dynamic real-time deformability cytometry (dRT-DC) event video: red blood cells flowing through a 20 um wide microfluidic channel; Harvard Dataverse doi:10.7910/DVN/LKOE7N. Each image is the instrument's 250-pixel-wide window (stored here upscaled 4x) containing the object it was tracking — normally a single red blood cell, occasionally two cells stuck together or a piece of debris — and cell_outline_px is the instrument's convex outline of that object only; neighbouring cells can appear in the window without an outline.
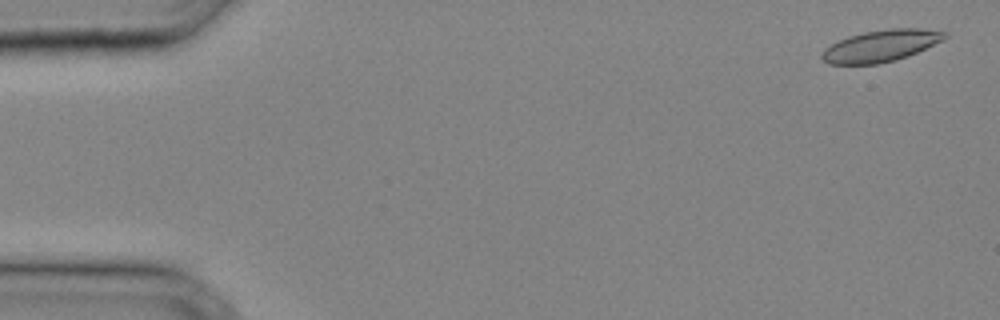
{"species": "common noctule bat (a hibernating species)", "species_latin": "Nyctalus noctula", "temperature_condition": "cold", "stored_images_in_passage": 33, "camera_frame_rate_fps": 3000, "um_per_image_px": 0.085, "animal": {"sex": "male", "body_mass_g": 20.4}, "frame": {"image": 1, "passage_image": 2, "time_ms": 0.333, "image_size_px": [1000, 320], "cell_outline_px": [[948, 36], [944, 40], [908, 56], [896, 60], [876, 64], [828, 64], [820, 56], [824, 48], [848, 36], [864, 32], [892, 28], [920, 28], [948, 32]], "centroid_in_image_um": [74.9, 3.89], "position_along_channel_um": 10.1, "area_um2": 22.72}}
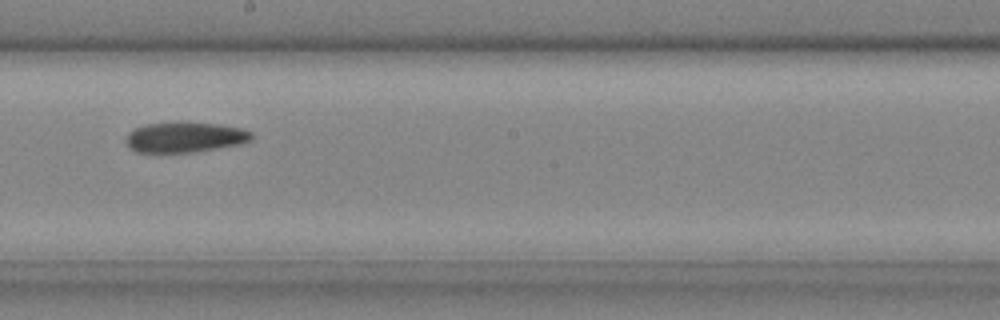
{"frame": {"image": 2, "passage_image": 21, "time_ms": 6.667, "image_size_px": [1000, 320], "cell_outline_px": [[252, 140], [240, 144], [192, 152], [136, 152], [128, 148], [128, 132], [144, 124], [180, 120], [184, 120], [216, 124], [240, 128], [252, 132]], "centroid_in_image_um": [15.71, 11.63], "position_along_channel_um": 232.5, "area_um2": 22.48}}
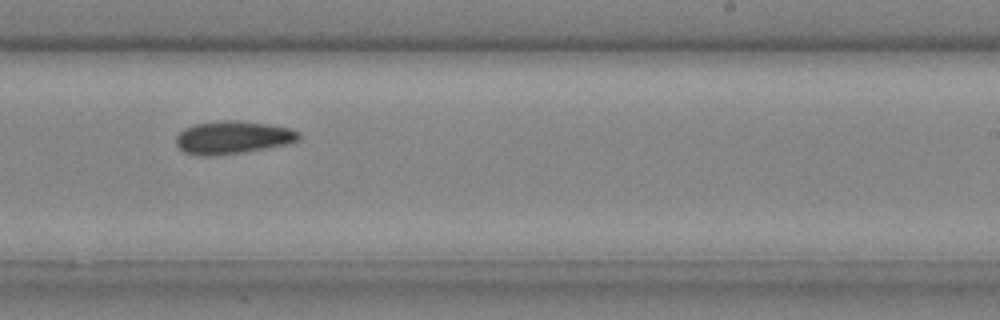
{"frame": {"image": 3, "passage_image": 23, "time_ms": 7.333, "image_size_px": [1000, 320], "cell_outline_px": [[300, 140], [284, 144], [244, 152], [216, 156], [196, 156], [184, 152], [176, 144], [176, 136], [184, 128], [196, 124], [268, 124], [288, 128], [300, 132]], "centroid_in_image_um": [19.75, 11.76], "position_along_channel_um": 269.2, "area_um2": 22.25}}